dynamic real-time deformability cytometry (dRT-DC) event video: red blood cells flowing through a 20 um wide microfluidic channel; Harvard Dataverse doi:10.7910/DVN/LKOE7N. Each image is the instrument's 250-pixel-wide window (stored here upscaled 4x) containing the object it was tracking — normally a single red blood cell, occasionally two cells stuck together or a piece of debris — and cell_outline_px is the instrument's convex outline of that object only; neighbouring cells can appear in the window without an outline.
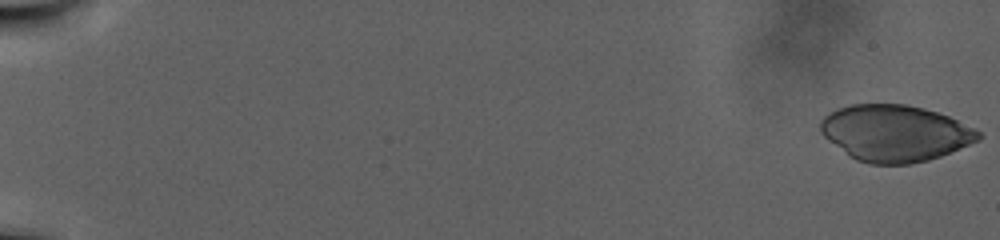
{"species": "human", "species_latin": "Homo sapiens", "temperature_condition": "warm", "stored_images_in_passage": 65, "camera_frame_rate_fps": 3000, "um_per_image_px": 0.085, "donor": {"sex": "male"}, "frame": {"image": 1, "passage_image": 1, "time_ms": 0.0, "image_size_px": [1000, 240], "cell_outline_px": [[984, 136], [980, 140], [940, 156], [928, 160], [908, 164], [868, 164], [856, 160], [848, 156], [828, 140], [820, 132], [820, 120], [828, 112], [836, 108], [852, 104], [908, 104], [924, 108], [948, 116], [976, 128]], "centroid_in_image_um": [76.06, 11.31], "position_along_channel_um": 8.9, "area_um2": 52.31}}
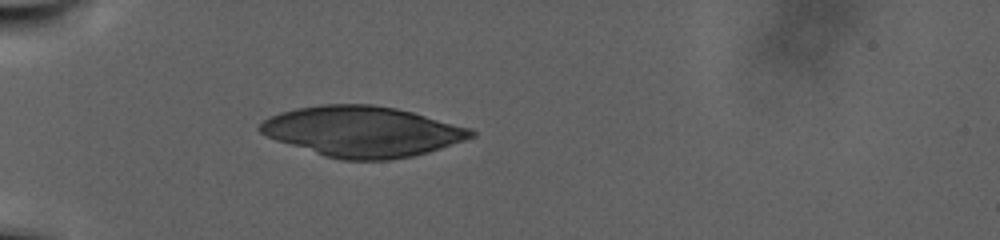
{"frame": {"image": 2, "passage_image": 38, "time_ms": 12.333, "image_size_px": [1000, 240], "cell_outline_px": [[476, 136], [440, 148], [412, 156], [392, 160], [340, 160], [324, 156], [276, 140], [260, 132], [256, 128], [268, 116], [280, 112], [296, 108], [320, 104], [372, 104], [396, 108], [412, 112], [472, 128], [476, 132]], "centroid_in_image_um": [30.78, 11.17], "position_along_channel_um": 54.2, "area_um2": 62.19}}